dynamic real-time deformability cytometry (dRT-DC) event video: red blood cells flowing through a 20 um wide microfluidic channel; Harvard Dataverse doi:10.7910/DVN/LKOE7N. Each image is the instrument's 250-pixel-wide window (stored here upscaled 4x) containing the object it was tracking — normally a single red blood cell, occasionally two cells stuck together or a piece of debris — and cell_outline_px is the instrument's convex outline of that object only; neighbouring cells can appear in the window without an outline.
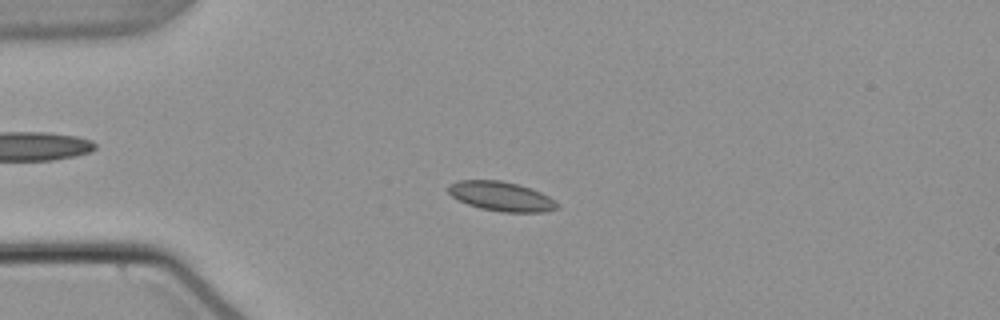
{"species": "common noctule bat (a hibernating species)", "species_latin": "Nyctalus noctula", "temperature_condition": "warm", "stored_images_in_passage": 55, "camera_frame_rate_fps": 3000, "um_per_image_px": 0.085, "animal": {"sex": "male", "body_mass_g": 21.5, "forearm_length_mm": 52.0}, "frame": {"image": 1, "passage_image": 14, "time_ms": 4.333, "image_size_px": [1000, 320], "cell_outline_px": [[560, 208], [544, 212], [500, 212], [480, 208], [468, 204], [452, 196], [448, 192], [448, 184], [456, 180], [500, 180], [532, 188], [556, 200], [560, 204]], "centroid_in_image_um": [42.63, 16.69], "position_along_channel_um": 42.4, "area_um2": 18.84}}
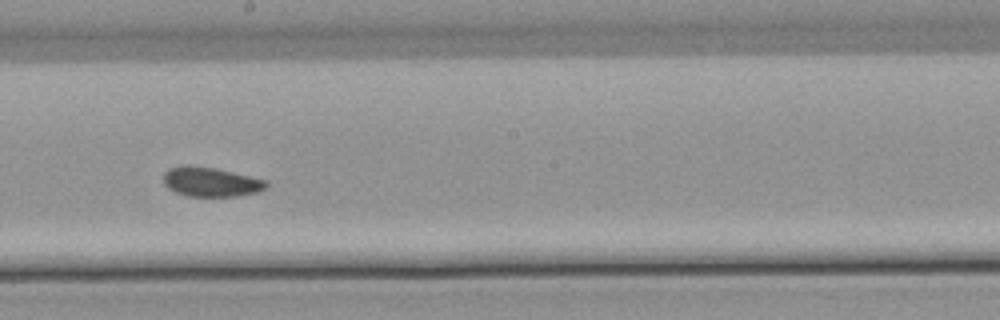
{"frame": {"image": 2, "passage_image": 31, "time_ms": 10.0, "image_size_px": [1000, 320], "cell_outline_px": [[268, 188], [256, 192], [236, 196], [188, 196], [176, 192], [168, 188], [164, 184], [164, 172], [168, 168], [212, 168], [268, 180]], "centroid_in_image_um": [17.98, 15.51], "position_along_channel_um": 230.2, "area_um2": 16.94}}
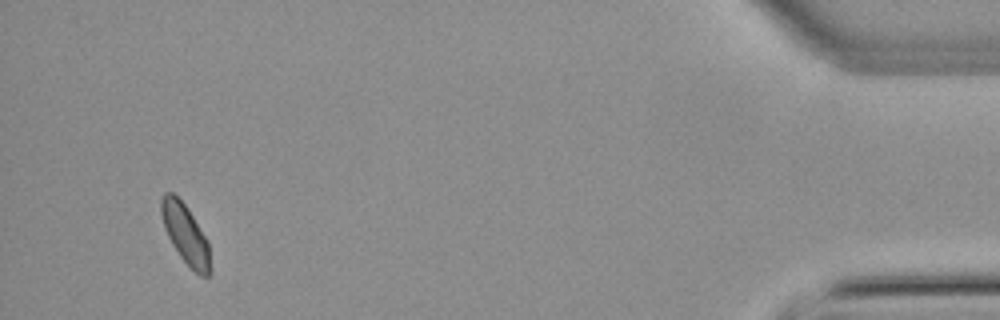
{"frame": {"image": 3, "passage_image": 52, "time_ms": 17.0, "image_size_px": [1000, 320], "cell_outline_px": [[212, 272], [208, 276], [200, 276], [180, 256], [172, 244], [164, 228], [160, 212], [160, 200], [164, 192], [172, 192], [184, 204], [208, 240]], "centroid_in_image_um": [15.77, 19.91], "position_along_channel_um": 419.4, "area_um2": 16.94}, "authors_computed_cell_mechanics": {"area_um2": 17.7446, "velocity_mm_per_s": 3.781, "shape_relaxation_time_tau1_ms": null, "shape_relaxation_time_tau2_ms": 5.4512, "deformation_change_tau1": null, "deformation_change_tau2": 0.0867}}